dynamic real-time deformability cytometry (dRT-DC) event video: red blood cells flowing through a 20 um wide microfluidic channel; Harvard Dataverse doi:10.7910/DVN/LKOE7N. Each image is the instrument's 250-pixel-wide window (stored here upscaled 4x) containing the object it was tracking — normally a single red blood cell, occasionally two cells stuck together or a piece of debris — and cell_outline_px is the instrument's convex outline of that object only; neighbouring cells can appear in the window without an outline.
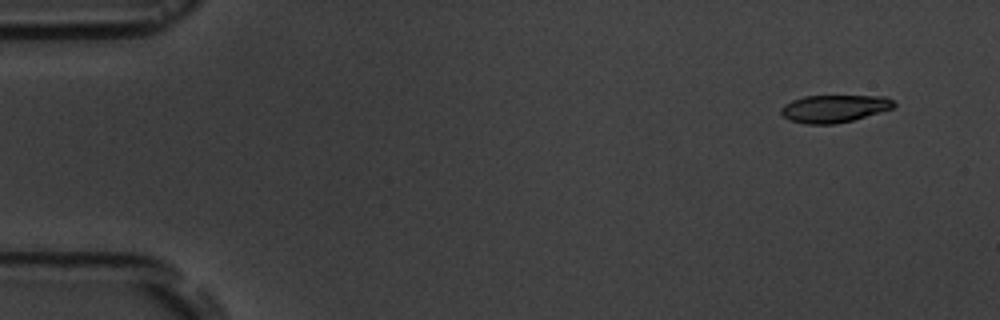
{"species": "common noctule bat (a hibernating species)", "species_latin": "Nyctalus noctula", "temperature_condition": "room temperature", "stored_images_in_passage": 3, "camera_frame_rate_fps": 3000, "um_per_image_px": 0.085, "animal": {"sex": "male", "body_mass_g": 19.5, "forearm_length_mm": 54.6}, "frame": {"image": 1, "passage_image": 1, "time_ms": 0.0, "image_size_px": [1000, 320], "cell_outline_px": [[896, 104], [892, 108], [852, 120], [836, 124], [804, 124], [792, 120], [784, 116], [780, 112], [780, 108], [784, 104], [792, 100], [804, 96], [884, 96], [892, 100]], "centroid_in_image_um": [70.88, 9.22], "position_along_channel_um": 14.1, "area_um2": 17.92}}
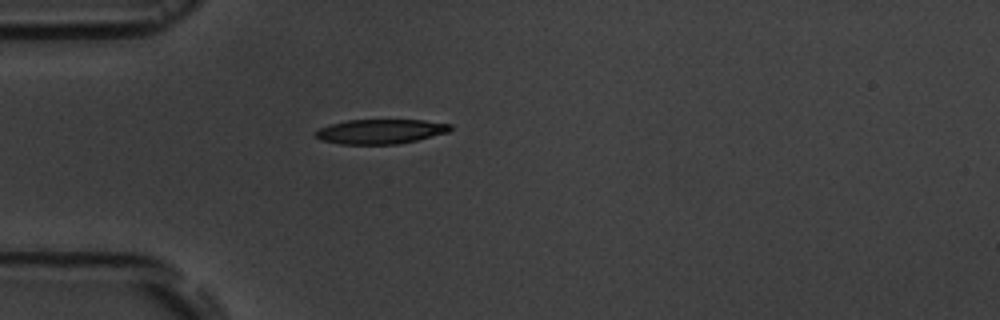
{"frame": {"image": 2, "passage_image": 3, "time_ms": 4.0, "image_size_px": [1000, 320], "cell_outline_px": [[452, 128], [448, 132], [416, 140], [396, 144], [340, 144], [320, 140], [312, 136], [312, 132], [320, 128], [332, 124], [348, 120], [424, 120], [452, 124]], "centroid_in_image_um": [32.29, 11.18], "position_along_channel_um": 52.7, "area_um2": 19.36}}